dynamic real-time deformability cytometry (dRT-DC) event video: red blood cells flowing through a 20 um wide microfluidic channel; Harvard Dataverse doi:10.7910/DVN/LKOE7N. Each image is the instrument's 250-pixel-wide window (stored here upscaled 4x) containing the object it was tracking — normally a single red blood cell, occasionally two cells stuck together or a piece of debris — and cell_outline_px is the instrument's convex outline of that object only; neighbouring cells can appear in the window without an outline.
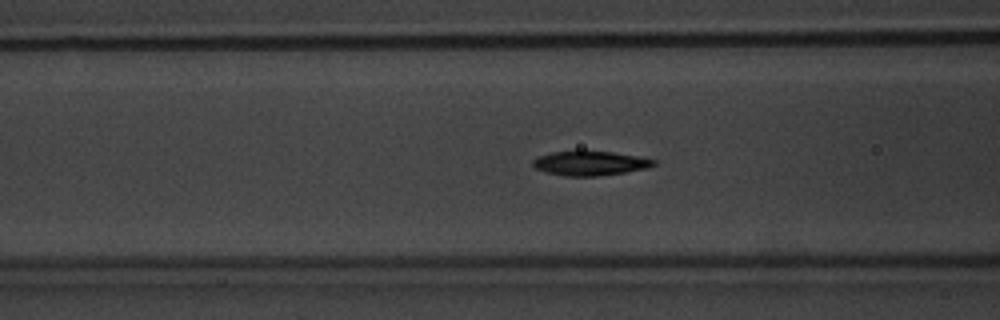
{"species": "common noctule bat (a hibernating species)", "species_latin": "Nyctalus noctula", "temperature_condition": "warm", "stored_images_in_passage": 57, "camera_frame_rate_fps": 3000, "um_per_image_px": 0.085, "animal": {"sex": "male", "body_mass_g": 20.1, "forearm_length_mm": 53.5}, "frame": {"image": 1, "passage_image": 22, "time_ms": 7.0, "image_size_px": [1000, 320], "cell_outline_px": [[656, 164], [648, 168], [600, 176], [564, 176], [544, 172], [536, 168], [532, 164], [532, 160], [536, 156], [552, 152], [612, 152], [636, 156], [656, 160]], "centroid_in_image_um": [50.13, 13.89], "position_along_channel_um": 116.5, "area_um2": 16.99}}
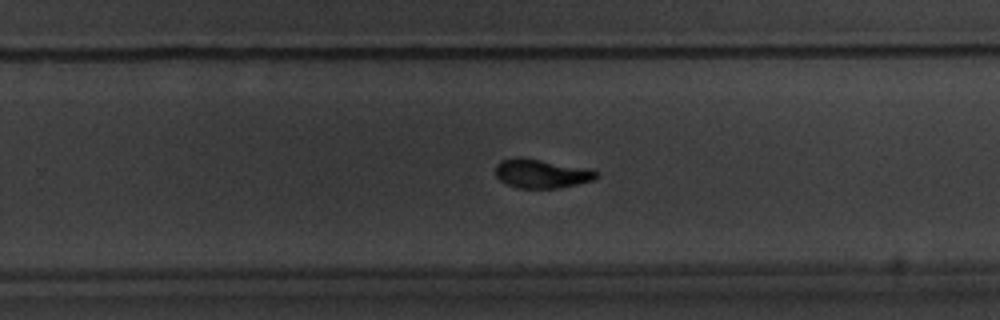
{"frame": {"image": 2, "passage_image": 36, "time_ms": 11.667, "image_size_px": [1000, 320], "cell_outline_px": [[600, 176], [592, 180], [560, 188], [520, 188], [508, 184], [500, 180], [496, 176], [496, 164], [500, 160], [516, 156], [520, 156], [592, 168], [600, 172]], "centroid_in_image_um": [46.06, 14.73], "position_along_channel_um": 283.7, "area_um2": 17.4}}
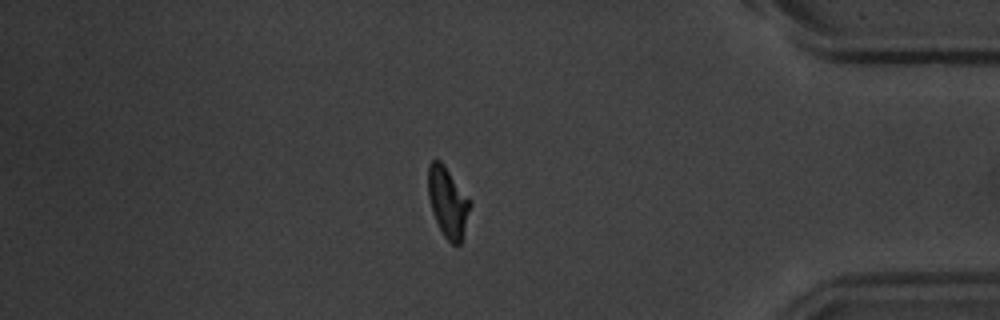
{"frame": {"image": 3, "passage_image": 48, "time_ms": 15.667, "image_size_px": [1000, 320], "cell_outline_px": [[472, 204], [460, 244], [452, 244], [444, 236], [436, 220], [428, 196], [428, 168], [432, 160], [440, 160], [444, 164], [472, 200]], "centroid_in_image_um": [38.09, 17.15], "position_along_channel_um": 397.1, "area_um2": 17.11}, "authors_computed_cell_mechanics": {"area_um2": 17.1666, "velocity_mm_per_s": 3.591, "shape_relaxation_time_tau1_ms": 3.0576, "shape_relaxation_time_tau2_ms": 2.7733, "deformation_change_tau1": 0.1393, "deformation_change_tau2": 0.0779}}